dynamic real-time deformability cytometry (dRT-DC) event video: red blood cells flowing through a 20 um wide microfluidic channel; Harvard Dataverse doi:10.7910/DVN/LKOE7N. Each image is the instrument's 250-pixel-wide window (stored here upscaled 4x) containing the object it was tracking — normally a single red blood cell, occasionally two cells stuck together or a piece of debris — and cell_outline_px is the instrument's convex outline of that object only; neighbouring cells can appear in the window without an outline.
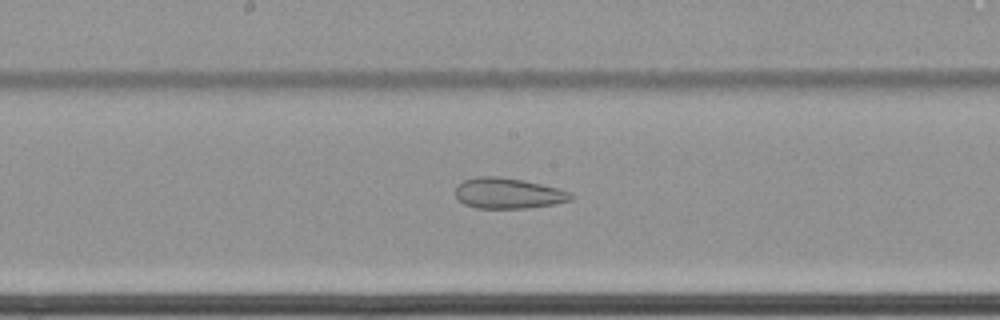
{"species": "common noctule bat (a hibernating species)", "species_latin": "Nyctalus noctula", "temperature_condition": "cold", "stored_images_in_passage": 61, "camera_frame_rate_fps": 3000, "um_per_image_px": 0.085, "animal": {"sex": "female", "body_mass_g": 22.7, "forearm_length_mm": 54.2}, "frame": {"image": 1, "passage_image": 34, "time_ms": 11.0, "image_size_px": [1000, 320], "cell_outline_px": [[576, 196], [572, 200], [552, 204], [528, 208], [476, 208], [464, 204], [456, 196], [456, 184], [464, 180], [476, 176], [500, 176], [524, 180], [560, 188]], "centroid_in_image_um": [43.2, 16.42], "position_along_channel_um": 205.0, "area_um2": 20.81}}
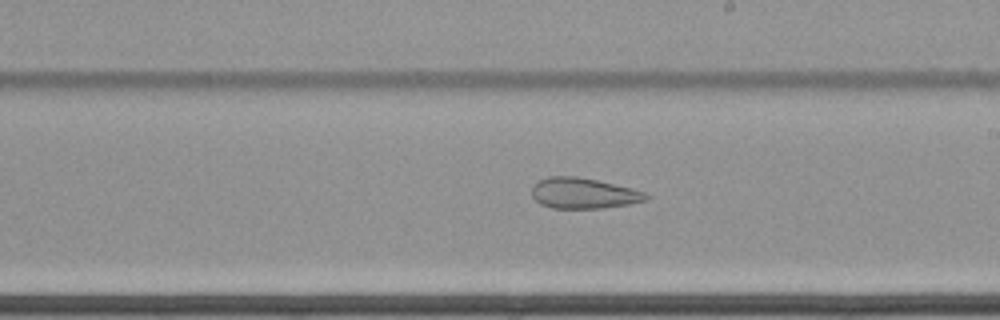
{"frame": {"image": 2, "passage_image": 37, "time_ms": 12.0, "image_size_px": [1000, 320], "cell_outline_px": [[648, 200], [628, 204], [604, 208], [552, 208], [540, 204], [532, 196], [532, 188], [540, 180], [548, 176], [576, 176], [596, 180], [632, 188], [644, 192], [648, 196]], "centroid_in_image_um": [49.59, 16.43], "position_along_channel_um": 239.4, "area_um2": 20.29}}
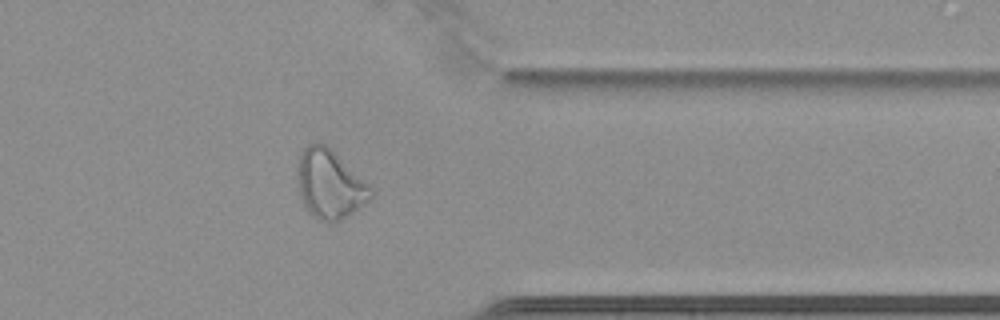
{"frame": {"image": 3, "passage_image": 50, "time_ms": 16.333, "image_size_px": [1000, 320], "cell_outline_px": [[372, 196], [364, 204], [340, 220], [328, 224], [312, 216], [304, 208], [300, 200], [296, 180], [300, 152], [308, 144], [316, 140], [324, 144], [368, 184], [372, 192]], "centroid_in_image_um": [27.95, 15.68], "position_along_channel_um": 383.5, "area_um2": 29.3}}